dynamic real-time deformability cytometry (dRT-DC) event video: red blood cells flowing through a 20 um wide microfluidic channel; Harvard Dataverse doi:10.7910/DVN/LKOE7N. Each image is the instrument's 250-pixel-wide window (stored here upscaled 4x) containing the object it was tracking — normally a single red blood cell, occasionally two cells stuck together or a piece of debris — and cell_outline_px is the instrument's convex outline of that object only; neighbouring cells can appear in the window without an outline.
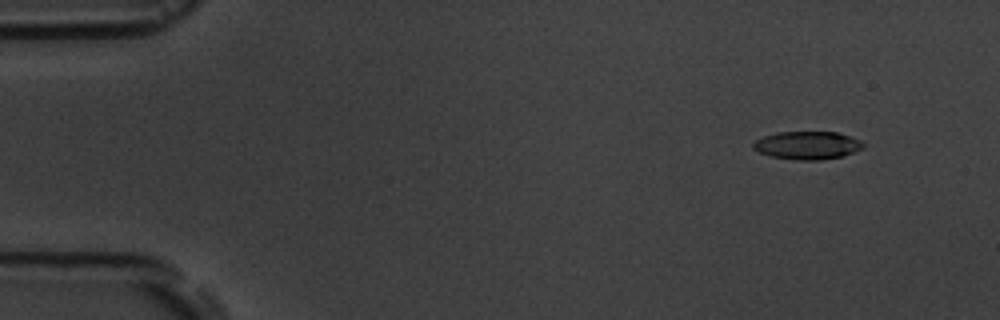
{"species": "common noctule bat (a hibernating species)", "species_latin": "Nyctalus noctula", "temperature_condition": "room temperature", "stored_images_in_passage": 4, "camera_frame_rate_fps": 3000, "um_per_image_px": 0.085, "animal": {"sex": "male", "body_mass_g": 19.5, "forearm_length_mm": 54.6}, "frame": {"image": 1, "passage_image": 1, "time_ms": 0.0, "image_size_px": [1000, 320], "cell_outline_px": [[864, 148], [840, 156], [820, 160], [796, 160], [772, 156], [760, 152], [752, 148], [752, 144], [756, 140], [764, 136], [776, 132], [836, 132], [860, 140], [864, 144]], "centroid_in_image_um": [68.6, 12.35], "position_along_channel_um": 16.4, "area_um2": 17.74}}
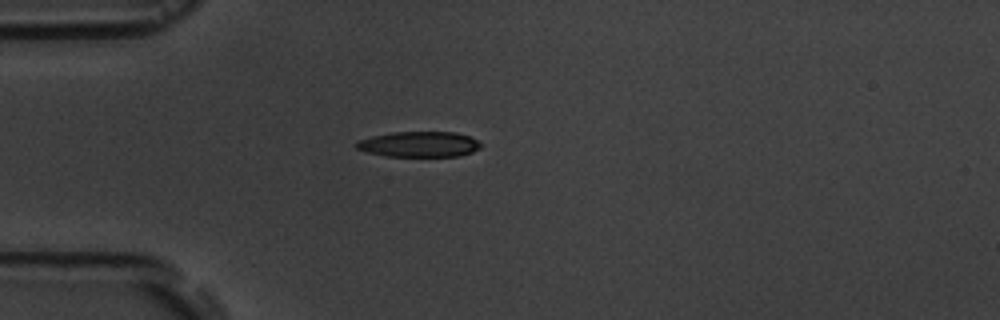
{"frame": {"image": 2, "passage_image": 4, "time_ms": 3.333, "image_size_px": [1000, 320], "cell_outline_px": [[484, 144], [480, 148], [472, 152], [460, 156], [384, 156], [368, 152], [356, 148], [352, 144], [356, 140], [372, 136], [392, 132], [456, 132], [468, 136]], "centroid_in_image_um": [35.6, 12.26], "position_along_channel_um": 49.4, "area_um2": 18.67}}